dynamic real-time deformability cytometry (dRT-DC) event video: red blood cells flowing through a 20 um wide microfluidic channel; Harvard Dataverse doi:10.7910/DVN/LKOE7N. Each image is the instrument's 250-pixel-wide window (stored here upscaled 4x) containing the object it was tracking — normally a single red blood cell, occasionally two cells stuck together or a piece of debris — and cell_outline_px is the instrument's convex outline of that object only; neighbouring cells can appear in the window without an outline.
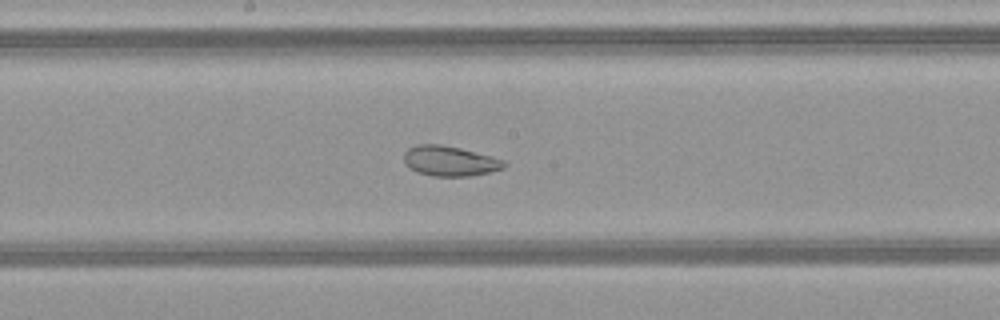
{"species": "common noctule bat (a hibernating species)", "species_latin": "Nyctalus noctula", "temperature_condition": "warm", "stored_images_in_passage": 42, "camera_frame_rate_fps": 3000, "um_per_image_px": 0.085, "animal": {"sex": "female", "body_mass_g": 21.9}, "frame": {"image": 1, "passage_image": 18, "time_ms": 5.667, "image_size_px": [1000, 320], "cell_outline_px": [[508, 164], [504, 168], [472, 176], [432, 176], [416, 172], [404, 164], [404, 152], [408, 148], [416, 144], [440, 144], [460, 148], [492, 156], [504, 160]], "centroid_in_image_um": [38.22, 13.68], "position_along_channel_um": 210.0, "area_um2": 17.74}}
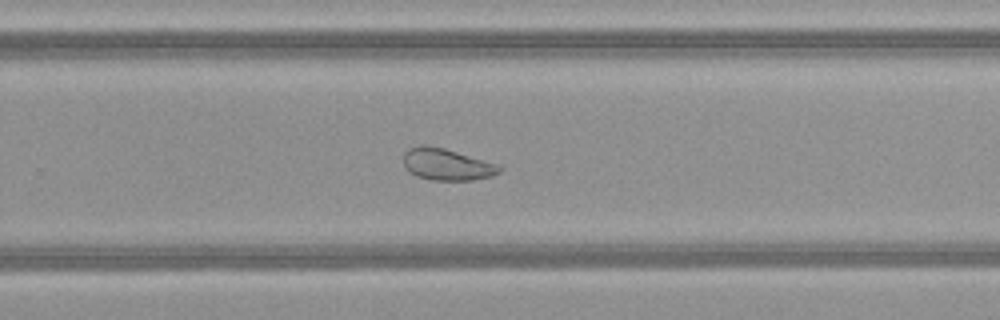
{"frame": {"image": 2, "passage_image": 24, "time_ms": 7.667, "image_size_px": [1000, 320], "cell_outline_px": [[504, 168], [500, 172], [492, 176], [472, 180], [432, 180], [416, 176], [408, 172], [404, 168], [404, 152], [408, 148], [420, 144], [424, 144], [444, 148], [500, 164]], "centroid_in_image_um": [37.98, 13.97], "position_along_channel_um": 291.8, "area_um2": 18.09}}
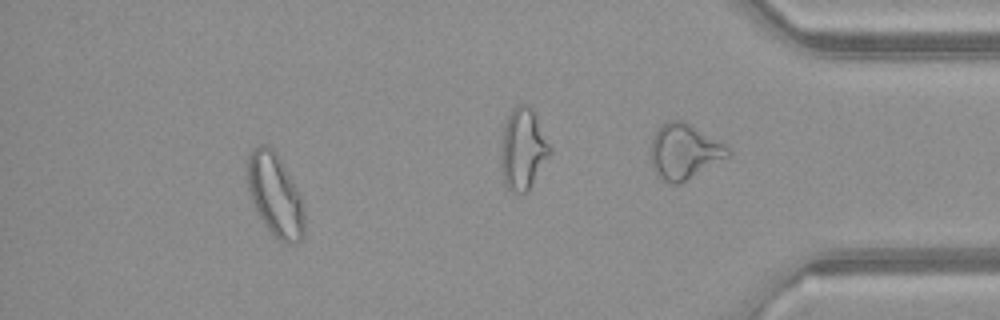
{"frame": {"image": 3, "passage_image": 37, "time_ms": 12.0, "image_size_px": [1000, 320], "cell_outline_px": [[304, 236], [296, 244], [288, 244], [280, 240], [264, 224], [248, 192], [248, 156], [252, 148], [260, 144], [268, 144], [276, 152], [292, 180], [300, 196], [304, 212]], "centroid_in_image_um": [23.39, 16.56], "position_along_channel_um": 411.8, "area_um2": 27.17}, "authors_computed_cell_mechanics": {"area_um2": 23.0333, "velocity_mm_per_s": 4.1155, "shape_relaxation_time_tau1_ms": null, "shape_relaxation_time_tau2_ms": 2.0631, "deformation_change_tau1": null, "deformation_change_tau2": 0.0892}}